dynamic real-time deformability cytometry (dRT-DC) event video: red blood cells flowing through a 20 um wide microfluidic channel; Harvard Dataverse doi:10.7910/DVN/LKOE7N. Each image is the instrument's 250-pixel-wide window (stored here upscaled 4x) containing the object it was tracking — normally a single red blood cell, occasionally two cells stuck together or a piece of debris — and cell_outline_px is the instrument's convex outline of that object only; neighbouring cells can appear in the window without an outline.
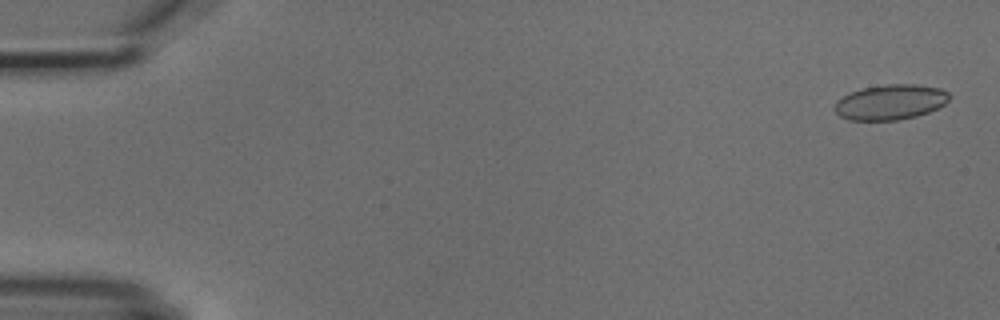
{"species": "common noctule bat (a hibernating species)", "species_latin": "Nyctalus noctula", "temperature_condition": "cold", "stored_images_in_passage": 6, "segment_of_instrument_passage": [1, 2], "camera_frame_rate_fps": 3000, "um_per_image_px": 0.085, "animal": {"sex": "male", "body_mass_g": 18.8}, "frame": {"image": 1, "passage_image": 1, "time_ms": 0.0, "image_size_px": [1000, 320], "cell_outline_px": [[952, 96], [944, 104], [928, 112], [916, 116], [896, 120], [848, 120], [840, 116], [832, 108], [836, 100], [852, 92], [864, 88], [884, 84], [916, 84], [940, 88], [948, 92]], "centroid_in_image_um": [75.68, 8.68], "position_along_channel_um": 9.3, "area_um2": 23.52}}
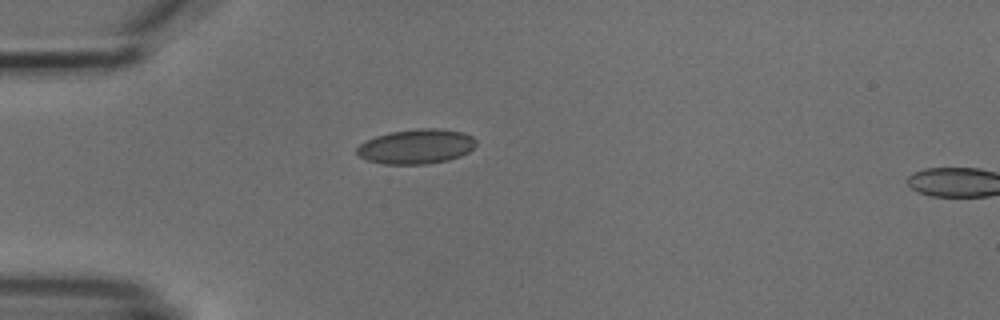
{"frame": {"image": 2, "passage_image": 5, "time_ms": 4.333, "image_size_px": [1000, 320], "cell_outline_px": [[476, 144], [468, 152], [460, 156], [448, 160], [428, 164], [384, 164], [368, 160], [360, 156], [356, 152], [356, 148], [360, 144], [376, 136], [392, 132], [416, 128], [436, 128], [464, 132], [472, 136], [476, 140]], "centroid_in_image_um": [35.41, 12.45], "position_along_channel_um": 49.6, "area_um2": 24.04}}